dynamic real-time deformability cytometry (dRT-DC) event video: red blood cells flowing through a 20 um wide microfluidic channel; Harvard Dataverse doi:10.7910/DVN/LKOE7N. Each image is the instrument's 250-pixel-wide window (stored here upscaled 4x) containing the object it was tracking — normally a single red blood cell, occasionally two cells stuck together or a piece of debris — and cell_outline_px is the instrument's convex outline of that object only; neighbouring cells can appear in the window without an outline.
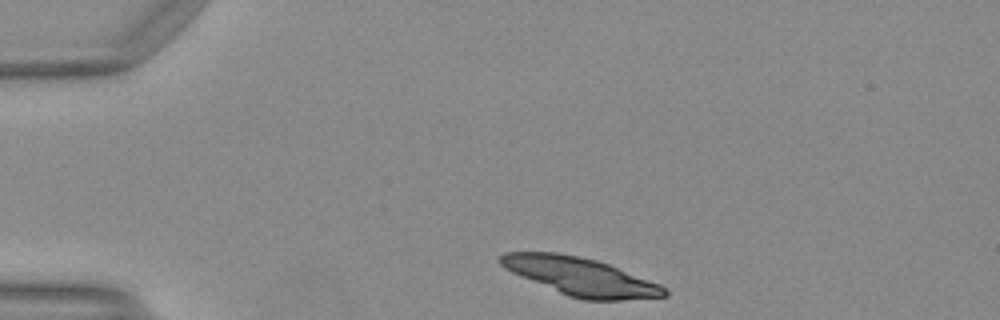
{"species": "Egyptian fruit bat (a non-hibernating species)", "species_latin": "Rousettus aegyptiacus", "temperature_condition": "warm", "stored_images_in_passage": 40, "camera_frame_rate_fps": 3000, "um_per_image_px": 0.085, "animal": {"sex": "female"}, "frame": {"image": 1, "passage_image": 1, "time_ms": 0.0, "image_size_px": [1000, 320], "cell_outline_px": [[668, 296], [624, 300], [584, 300], [568, 296], [512, 272], [504, 268], [500, 264], [500, 256], [504, 252], [556, 252], [580, 256], [596, 260], [608, 264], [660, 284], [668, 292]], "centroid_in_image_um": [49.35, 23.5], "position_along_channel_um": 35.6, "area_um2": 35.89}, "authors_computed_cell_mechanics": {"area_um2": 20.808, "velocity_mm_per_s": 4.06, "shape_relaxation_time_tau1_ms": 1.2503, "shape_relaxation_time_tau2_ms": 1.7789, "deformation_change_tau1": 0.248, "deformation_change_tau2": 0.0554}}